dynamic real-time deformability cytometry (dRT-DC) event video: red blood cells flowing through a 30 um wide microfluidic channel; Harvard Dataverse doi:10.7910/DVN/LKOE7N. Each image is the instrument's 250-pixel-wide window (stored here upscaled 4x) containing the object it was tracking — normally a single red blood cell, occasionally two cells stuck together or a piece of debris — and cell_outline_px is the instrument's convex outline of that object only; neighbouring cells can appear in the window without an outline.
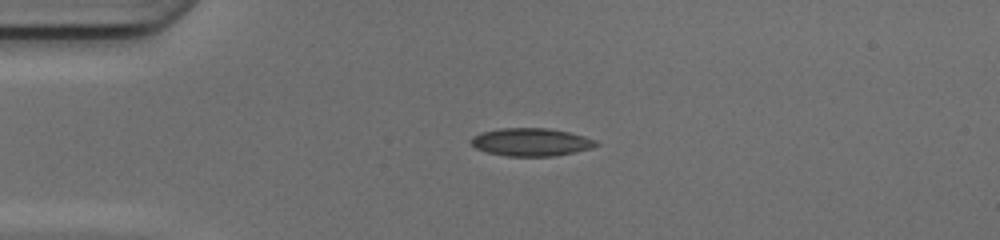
{"species": "common noctule bat (a hibernating species)", "species_latin": "Nyctalus noctula", "temperature_condition": "cold", "stored_images_in_passage": 38, "camera_frame_rate_fps": 3000, "um_per_image_px": 0.085, "animal": {"sex": "female", "body_mass_g": 17.0, "forearm_length_mm": 48.0}, "frame": {"image": 1, "passage_image": 1, "time_ms": 0.0, "image_size_px": [1000, 240], "cell_outline_px": [[600, 144], [588, 148], [572, 152], [552, 156], [508, 156], [488, 152], [476, 148], [468, 140], [472, 136], [484, 132], [500, 128], [548, 128], [568, 132], [584, 136], [596, 140]], "centroid_in_image_um": [45.11, 12.07], "position_along_channel_um": 39.9, "area_um2": 20.06}}
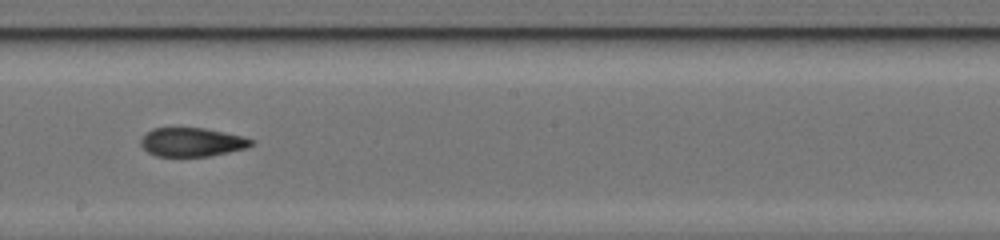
{"frame": {"image": 2, "passage_image": 17, "time_ms": 5.333, "image_size_px": [1000, 240], "cell_outline_px": [[256, 140], [252, 144], [244, 148], [228, 152], [208, 156], [156, 156], [148, 152], [140, 144], [140, 140], [152, 128], [204, 128], [240, 136]], "centroid_in_image_um": [16.29, 12.08], "position_along_channel_um": 231.9, "area_um2": 18.21}}
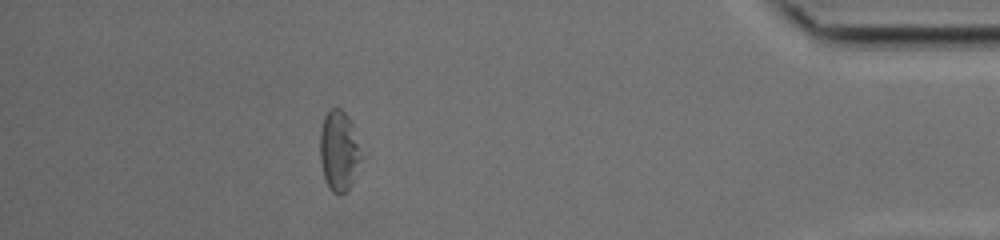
{"frame": {"image": 3, "passage_image": 33, "time_ms": 10.667, "image_size_px": [1000, 240], "cell_outline_px": [[360, 156], [352, 184], [348, 192], [340, 196], [332, 192], [328, 188], [324, 176], [320, 160], [320, 132], [324, 116], [332, 108], [340, 108], [348, 116], [352, 124]], "centroid_in_image_um": [28.77, 12.87], "position_along_channel_um": 406.4, "area_um2": 18.96}, "authors_computed_cell_mechanics": {"area_um2": 19.074, "velocity_mm_per_s": 4.1877, "shape_relaxation_time_tau1_ms": null, "shape_relaxation_time_tau2_ms": 4.7504, "deformation_change_tau1": null, "deformation_change_tau2": 0.1248}}